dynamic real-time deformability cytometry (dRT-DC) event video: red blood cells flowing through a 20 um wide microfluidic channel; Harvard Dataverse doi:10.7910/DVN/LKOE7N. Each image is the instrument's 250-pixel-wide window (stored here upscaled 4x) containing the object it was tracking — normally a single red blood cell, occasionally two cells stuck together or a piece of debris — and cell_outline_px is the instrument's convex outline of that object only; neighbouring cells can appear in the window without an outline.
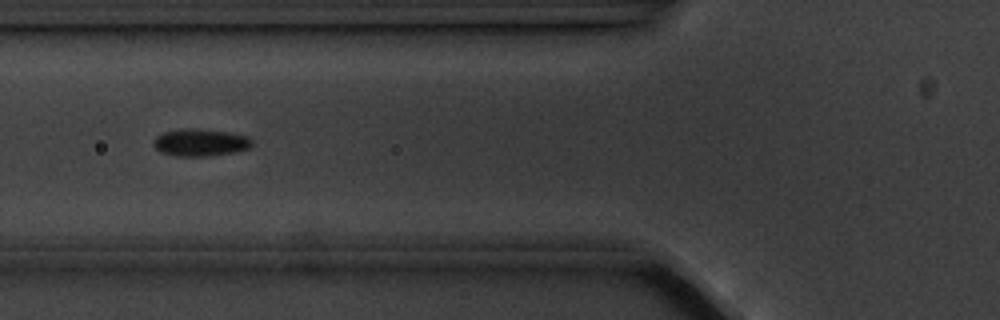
{"species": "common noctule bat (a hibernating species)", "species_latin": "Nyctalus noctula", "temperature_condition": "cold", "stored_images_in_passage": 10, "camera_frame_rate_fps": 3000, "um_per_image_px": 0.085, "animal": {"sex": "male", "body_mass_g": 20.1, "forearm_length_mm": 53.5}, "frame": {"image": 1, "passage_image": 7, "time_ms": 7.0, "image_size_px": [1000, 320], "cell_outline_px": [[252, 144], [248, 148], [236, 152], [212, 156], [176, 156], [160, 152], [152, 144], [152, 140], [156, 136], [164, 132], [188, 128], [228, 132], [248, 136], [252, 140]], "centroid_in_image_um": [17.02, 12.12], "position_along_channel_um": 108.8, "area_um2": 15.66}}